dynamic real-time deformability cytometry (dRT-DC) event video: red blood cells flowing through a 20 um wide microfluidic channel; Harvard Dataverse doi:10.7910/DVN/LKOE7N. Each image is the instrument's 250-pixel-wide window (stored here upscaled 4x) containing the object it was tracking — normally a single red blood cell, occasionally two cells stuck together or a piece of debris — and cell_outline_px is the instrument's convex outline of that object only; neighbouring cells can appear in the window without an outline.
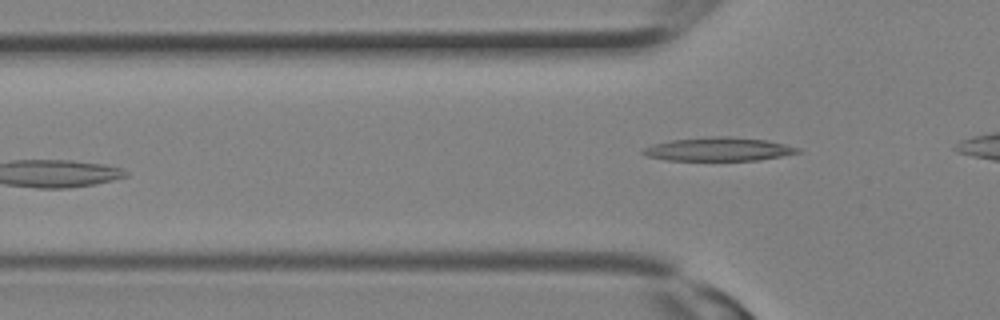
{"species": "Egyptian fruit bat (a non-hibernating species)", "species_latin": "Rousettus aegyptiacus", "temperature_condition": "room temperature", "stored_images_in_passage": 10, "camera_frame_rate_fps": 3000, "um_per_image_px": 0.085, "animal": {"sex": "female"}, "frame": {"image": 1, "passage_image": 10, "time_ms": 3.0, "image_size_px": [1000, 320], "cell_outline_px": [[800, 152], [760, 160], [664, 160], [648, 156], [640, 152], [644, 148], [652, 144], [672, 140], [708, 136], [728, 136], [768, 140], [800, 148]], "centroid_in_image_um": [61.06, 12.67], "position_along_channel_um": 64.7, "area_um2": 21.21}}